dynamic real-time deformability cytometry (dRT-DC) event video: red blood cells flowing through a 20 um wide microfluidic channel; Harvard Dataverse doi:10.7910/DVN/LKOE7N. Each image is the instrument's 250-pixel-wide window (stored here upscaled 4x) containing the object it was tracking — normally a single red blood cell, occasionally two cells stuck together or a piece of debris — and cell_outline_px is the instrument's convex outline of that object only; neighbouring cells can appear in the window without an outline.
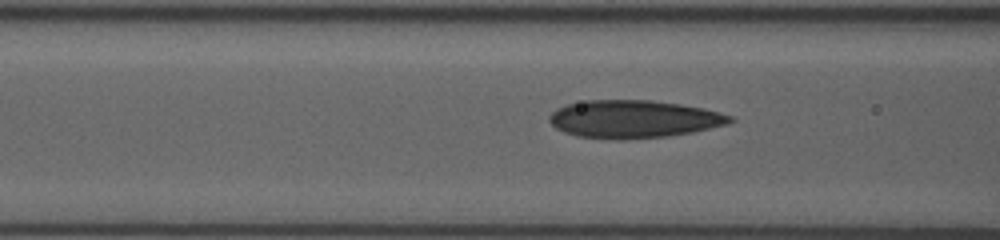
{"species": "human", "species_latin": "Homo sapiens", "temperature_condition": "room temperature", "stored_images_in_passage": 34, "camera_frame_rate_fps": 3000, "um_per_image_px": 0.085, "donor": {"sex": "female"}, "frame": {"image": 1, "passage_image": 9, "time_ms": 2.667, "image_size_px": [1000, 240], "cell_outline_px": [[736, 120], [728, 124], [692, 132], [668, 136], [620, 140], [616, 140], [576, 136], [564, 132], [556, 128], [548, 120], [548, 116], [556, 108], [568, 104], [584, 100], [652, 100], [680, 104], [704, 108], [732, 116]], "centroid_in_image_um": [53.84, 10.12], "position_along_channel_um": 112.8, "area_um2": 40.0}}
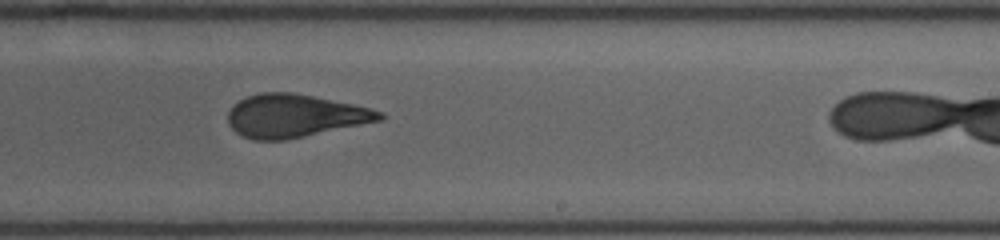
{"frame": {"image": 2, "passage_image": 21, "time_ms": 6.667, "image_size_px": [1000, 240], "cell_outline_px": [[384, 116], [380, 120], [284, 140], [252, 140], [236, 132], [228, 124], [228, 112], [232, 104], [244, 96], [260, 92], [292, 92], [372, 108], [384, 112]], "centroid_in_image_um": [24.98, 9.83], "position_along_channel_um": 264.0, "area_um2": 37.8}}
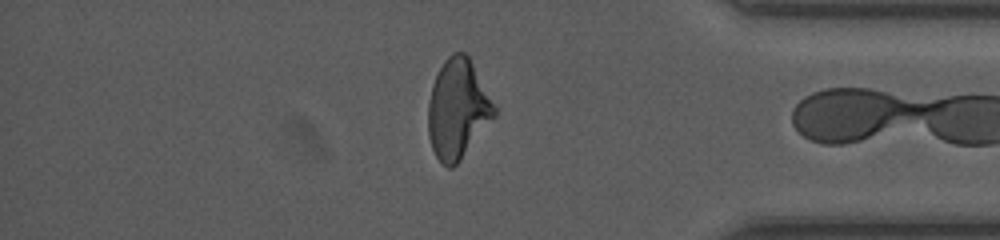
{"frame": {"image": 3, "passage_image": 33, "time_ms": 10.667, "image_size_px": [1000, 240], "cell_outline_px": [[496, 116], [460, 160], [452, 168], [448, 168], [436, 156], [432, 148], [428, 136], [428, 100], [432, 84], [444, 60], [452, 52], [464, 52], [468, 56], [496, 108]], "centroid_in_image_um": [38.89, 9.28], "position_along_channel_um": 396.3, "area_um2": 37.97}}